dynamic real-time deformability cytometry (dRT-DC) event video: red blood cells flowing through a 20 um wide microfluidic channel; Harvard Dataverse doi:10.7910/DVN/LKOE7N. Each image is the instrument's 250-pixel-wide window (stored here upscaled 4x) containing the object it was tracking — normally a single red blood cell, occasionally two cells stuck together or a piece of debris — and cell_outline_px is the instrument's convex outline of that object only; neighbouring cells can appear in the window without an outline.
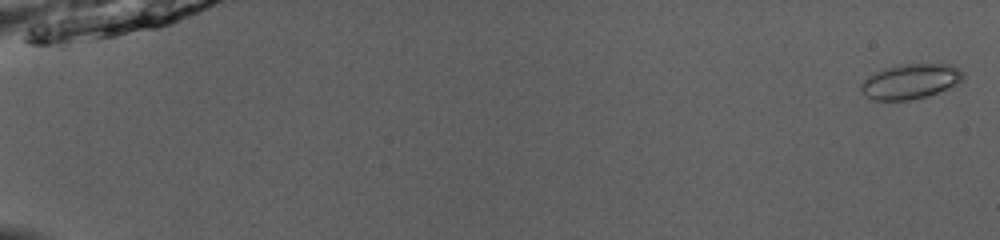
{"species": "common noctule bat (a hibernating species)", "species_latin": "Nyctalus noctula", "temperature_condition": "room temperature", "stored_images_in_passage": 52, "camera_frame_rate_fps": 3000, "um_per_image_px": 0.085, "animal": {"sex": "male", "body_mass_g": 13.0, "forearm_length_mm": 53.1}, "frame": {"image": 1, "passage_image": 2, "time_ms": 0.333, "image_size_px": [1000, 240], "cell_outline_px": [[964, 80], [956, 84], [928, 96], [912, 100], [872, 100], [860, 92], [860, 84], [864, 80], [876, 72], [900, 64], [952, 64], [964, 72]], "centroid_in_image_um": [77.4, 6.93], "position_along_channel_um": 7.6, "area_um2": 20.81}}
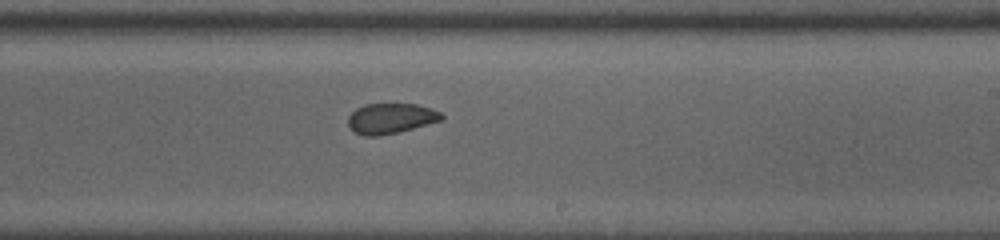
{"frame": {"image": 2, "passage_image": 34, "time_ms": 11.0, "image_size_px": [1000, 240], "cell_outline_px": [[444, 120], [400, 132], [376, 136], [364, 136], [352, 132], [348, 124], [348, 116], [356, 108], [364, 104], [416, 104], [432, 108], [440, 112], [444, 116]], "centroid_in_image_um": [33.22, 10.07], "position_along_channel_um": 255.8, "area_um2": 16.82}}
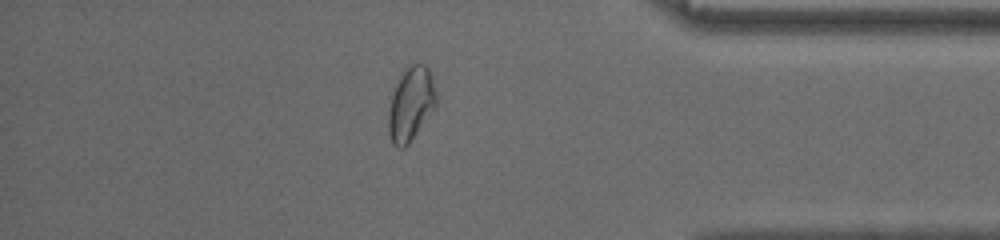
{"frame": {"image": 3, "passage_image": 46, "time_ms": 15.0, "image_size_px": [1000, 240], "cell_outline_px": [[436, 104], [408, 144], [404, 148], [400, 148], [392, 144], [388, 132], [388, 116], [392, 92], [400, 76], [412, 64], [424, 64], [428, 68], [432, 80], [436, 96]], "centroid_in_image_um": [34.89, 8.86], "position_along_channel_um": 400.3, "area_um2": 19.94}, "authors_computed_cell_mechanics": {"area_um2": 18.8428, "velocity_mm_per_s": 4.074, "shape_relaxation_time_tau1_ms": null, "shape_relaxation_time_tau2_ms": 0.9882, "deformation_change_tau1": null, "deformation_change_tau2": 0.0368}}